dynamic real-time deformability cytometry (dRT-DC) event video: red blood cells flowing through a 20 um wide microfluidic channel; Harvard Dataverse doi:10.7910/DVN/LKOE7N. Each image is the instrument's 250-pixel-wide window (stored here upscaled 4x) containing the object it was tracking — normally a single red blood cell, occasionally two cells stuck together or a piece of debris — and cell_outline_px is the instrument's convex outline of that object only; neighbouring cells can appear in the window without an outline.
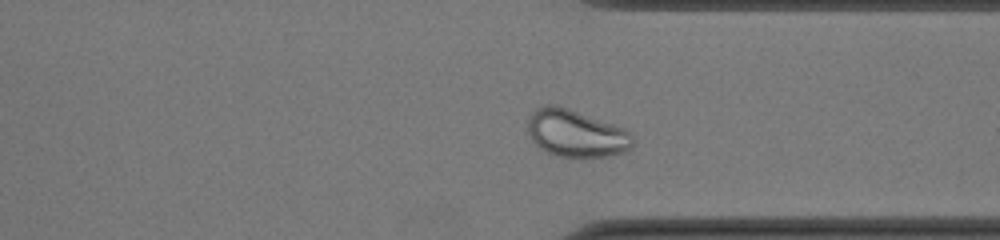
{"species": "common noctule bat (a hibernating species)", "species_latin": "Nyctalus noctula", "temperature_condition": "cold", "stored_images_in_passage": 42, "camera_frame_rate_fps": 3000, "um_per_image_px": 0.085, "animal": {"sex": "female", "body_mass_g": 22.0, "forearm_length_mm": 56.7}, "frame": {"image": 1, "passage_image": 30, "time_ms": 9.667, "image_size_px": [1000, 240], "cell_outline_px": [[632, 148], [624, 152], [608, 156], [556, 156], [540, 148], [532, 140], [528, 132], [528, 116], [536, 108], [544, 104], [556, 104], [568, 108], [624, 128], [632, 136]], "centroid_in_image_um": [48.93, 11.32], "position_along_channel_um": 362.5, "area_um2": 28.73}, "authors_computed_cell_mechanics": {"area_um2": 29.0156, "velocity_mm_per_s": 3.9465, "shape_relaxation_time_tau1_ms": null, "shape_relaxation_time_tau2_ms": 1.1809, "deformation_change_tau1": null, "deformation_change_tau2": 0.054}}